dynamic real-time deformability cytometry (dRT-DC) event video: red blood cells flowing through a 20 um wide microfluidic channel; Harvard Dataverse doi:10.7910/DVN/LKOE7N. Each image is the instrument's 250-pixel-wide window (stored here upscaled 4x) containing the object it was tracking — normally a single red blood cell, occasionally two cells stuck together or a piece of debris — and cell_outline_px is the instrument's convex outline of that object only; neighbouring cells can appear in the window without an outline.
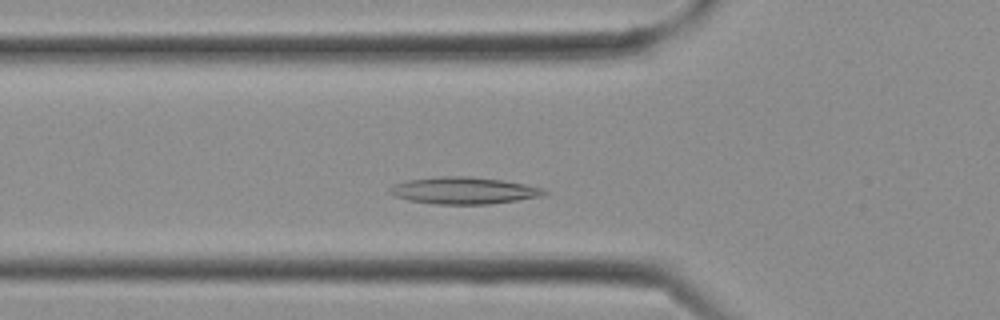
{"species": "Egyptian fruit bat (a non-hibernating species)", "species_latin": "Rousettus aegyptiacus", "temperature_condition": "cold", "stored_images_in_passage": 14, "camera_frame_rate_fps": 3000, "um_per_image_px": 0.085, "frame": {"image": 1, "passage_image": 6, "time_ms": 1.667, "image_size_px": [1000, 320], "cell_outline_px": [[548, 192], [540, 196], [516, 200], [488, 204], [436, 204], [408, 200], [396, 196], [388, 192], [388, 188], [392, 184], [408, 180], [440, 176], [468, 176], [504, 180], [544, 188]], "centroid_in_image_um": [39.38, 16.19], "position_along_channel_um": 86.4, "area_um2": 24.16}}
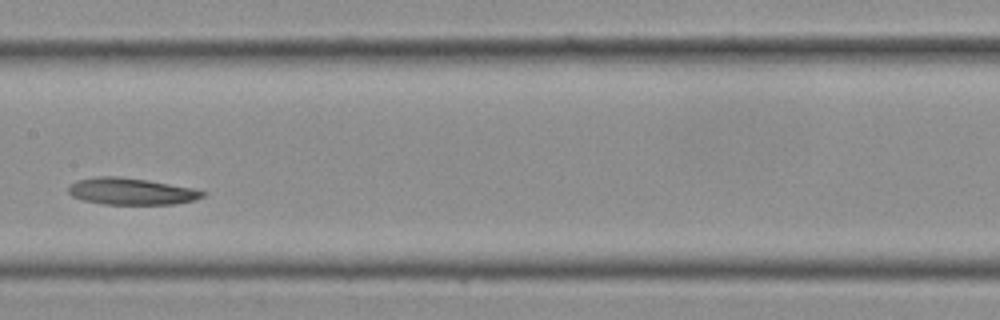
{"frame": {"image": 2, "passage_image": 11, "time_ms": 3.333, "image_size_px": [1000, 320], "cell_outline_px": [[208, 192], [204, 196], [192, 200], [172, 204], [104, 204], [84, 200], [72, 196], [68, 192], [68, 184], [76, 180], [96, 176], [120, 176], [148, 180], [192, 188]], "centroid_in_image_um": [11.11, 16.25], "position_along_channel_um": 196.3, "area_um2": 20.92}}
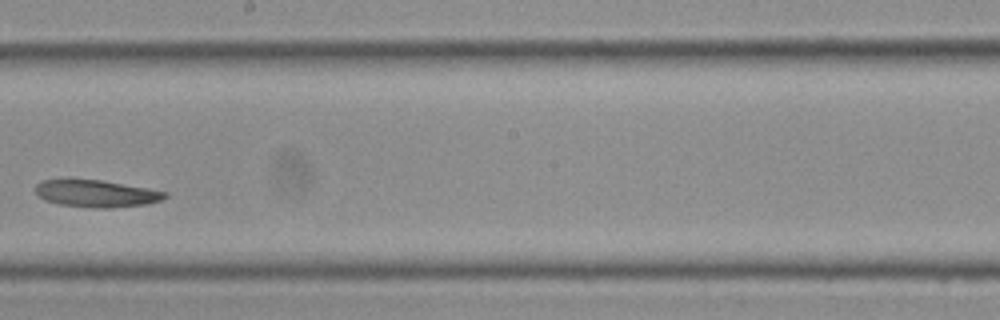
{"frame": {"image": 3, "passage_image": 13, "time_ms": 4.0, "image_size_px": [1000, 320], "cell_outline_px": [[168, 196], [160, 200], [148, 204], [108, 208], [96, 208], [60, 204], [44, 200], [36, 196], [36, 184], [44, 180], [64, 176], [100, 180], [168, 192]], "centroid_in_image_um": [8.09, 16.41], "position_along_channel_um": 240.1, "area_um2": 20.98}}